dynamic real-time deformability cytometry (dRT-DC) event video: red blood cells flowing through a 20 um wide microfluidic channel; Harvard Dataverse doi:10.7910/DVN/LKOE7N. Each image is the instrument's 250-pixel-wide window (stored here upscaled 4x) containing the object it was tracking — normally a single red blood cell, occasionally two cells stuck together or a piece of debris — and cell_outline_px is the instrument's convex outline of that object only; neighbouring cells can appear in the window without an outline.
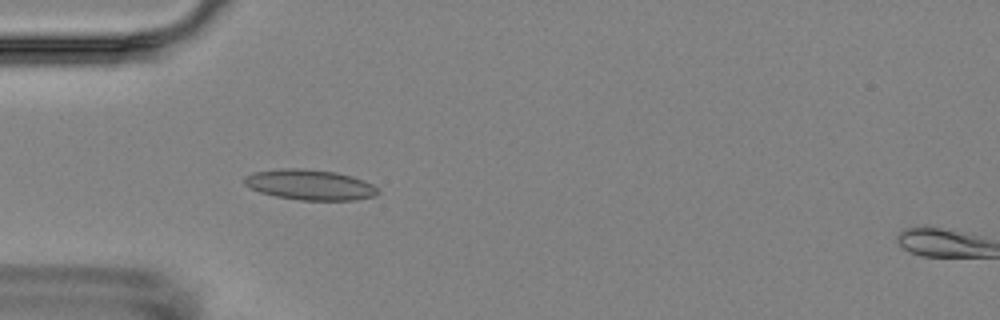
{"species": "Egyptian fruit bat (a non-hibernating species)", "species_latin": "Rousettus aegyptiacus", "temperature_condition": "room temperature", "stored_images_in_passage": 4, "camera_frame_rate_fps": 3000, "um_per_image_px": 0.085, "animal": {"sex": "female"}, "frame": {"image": 1, "passage_image": 3, "time_ms": 2.333, "image_size_px": [1000, 320], "cell_outline_px": [[380, 192], [376, 196], [356, 200], [300, 200], [276, 196], [260, 192], [244, 184], [244, 176], [252, 172], [276, 168], [300, 168], [336, 172], [352, 176], [364, 180], [372, 184]], "centroid_in_image_um": [26.34, 15.7], "position_along_channel_um": 58.7, "area_um2": 23.81}}